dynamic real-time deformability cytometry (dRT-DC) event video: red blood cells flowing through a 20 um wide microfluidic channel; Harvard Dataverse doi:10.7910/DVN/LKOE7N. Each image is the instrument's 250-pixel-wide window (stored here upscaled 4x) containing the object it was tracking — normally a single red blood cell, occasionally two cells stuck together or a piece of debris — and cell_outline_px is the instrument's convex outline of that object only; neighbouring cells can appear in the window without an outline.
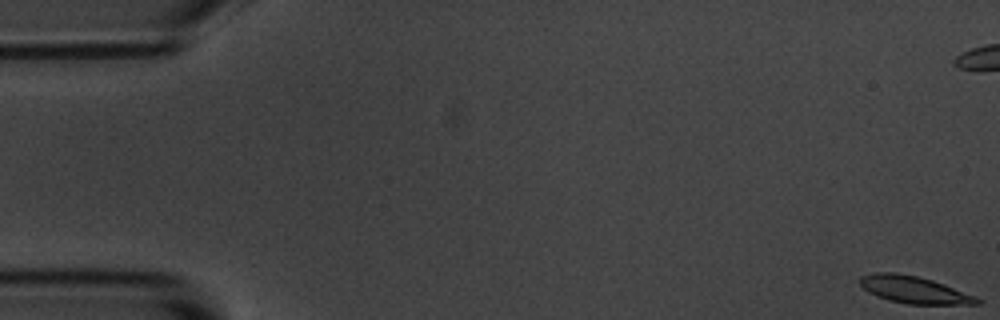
{"species": "common noctule bat (a hibernating species)", "species_latin": "Nyctalus noctula", "temperature_condition": "room temperature", "stored_images_in_passage": 6, "camera_frame_rate_fps": 3000, "um_per_image_px": 0.085, "animal": {"sex": "male", "body_mass_g": 20.1, "forearm_length_mm": 53.5}, "frame": {"image": 1, "passage_image": 1, "time_ms": 0.0, "image_size_px": [1000, 320], "cell_outline_px": [[980, 304], [908, 304], [888, 300], [876, 296], [868, 292], [860, 284], [860, 276], [876, 272], [896, 272], [916, 276], [932, 280], [944, 284], [972, 296], [980, 300]], "centroid_in_image_um": [77.62, 24.62], "position_along_channel_um": 7.4, "area_um2": 18.21}}
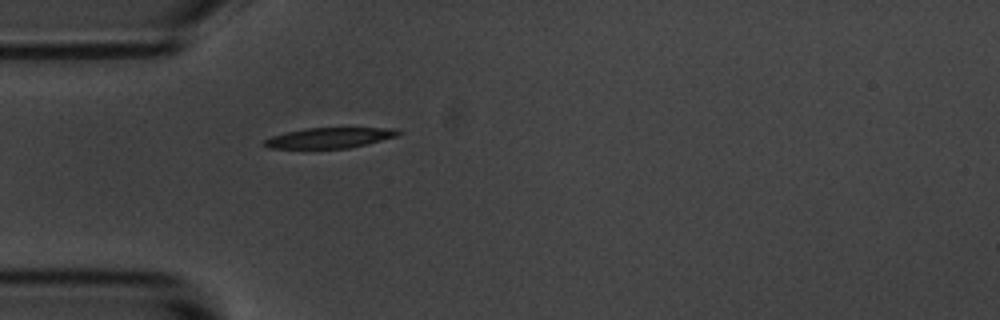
{"frame": {"image": 2, "passage_image": 6, "time_ms": 6.333, "image_size_px": [1000, 320], "cell_outline_px": [[400, 132], [396, 136], [348, 148], [268, 148], [260, 144], [264, 140], [272, 136], [284, 132], [304, 128], [396, 128]], "centroid_in_image_um": [27.91, 11.71], "position_along_channel_um": 57.1, "area_um2": 15.78}}